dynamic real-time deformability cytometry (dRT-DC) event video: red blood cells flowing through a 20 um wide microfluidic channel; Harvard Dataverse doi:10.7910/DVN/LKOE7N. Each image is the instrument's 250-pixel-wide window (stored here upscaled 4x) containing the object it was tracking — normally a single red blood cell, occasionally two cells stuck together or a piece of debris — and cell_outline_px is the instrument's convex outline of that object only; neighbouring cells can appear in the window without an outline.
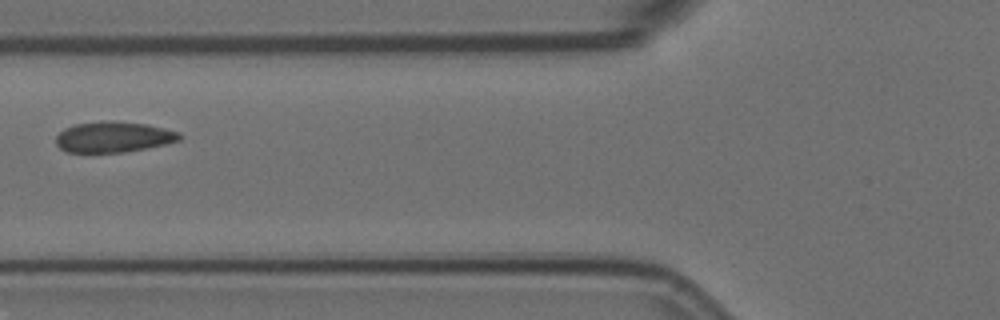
{"species": "Egyptian fruit bat (a non-hibernating species)", "species_latin": "Rousettus aegyptiacus", "temperature_condition": "room temperature", "stored_images_in_passage": 4, "camera_frame_rate_fps": 3000, "um_per_image_px": 0.085, "animal": {"sex": "female"}, "frame": {"image": 1, "passage_image": 2, "time_ms": 0.333, "image_size_px": [1000, 320], "cell_outline_px": [[184, 136], [180, 140], [164, 144], [124, 152], [68, 152], [60, 148], [56, 144], [56, 136], [64, 128], [76, 124], [108, 120], [112, 120], [148, 124], [180, 132]], "centroid_in_image_um": [9.66, 11.63], "position_along_channel_um": 116.1, "area_um2": 22.14}}
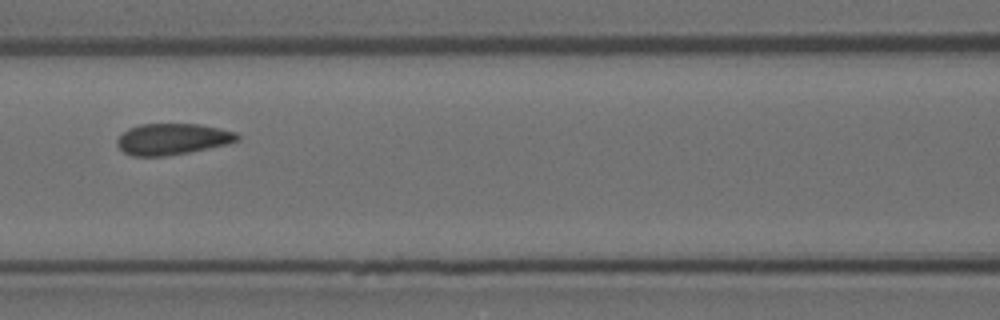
{"frame": {"image": 2, "passage_image": 3, "time_ms": 0.667, "image_size_px": [1000, 320], "cell_outline_px": [[240, 140], [228, 144], [188, 152], [164, 156], [132, 156], [124, 152], [116, 144], [116, 140], [128, 128], [140, 124], [200, 124], [220, 128], [236, 132], [240, 136]], "centroid_in_image_um": [14.67, 11.81], "position_along_channel_um": 151.9, "area_um2": 21.91}}
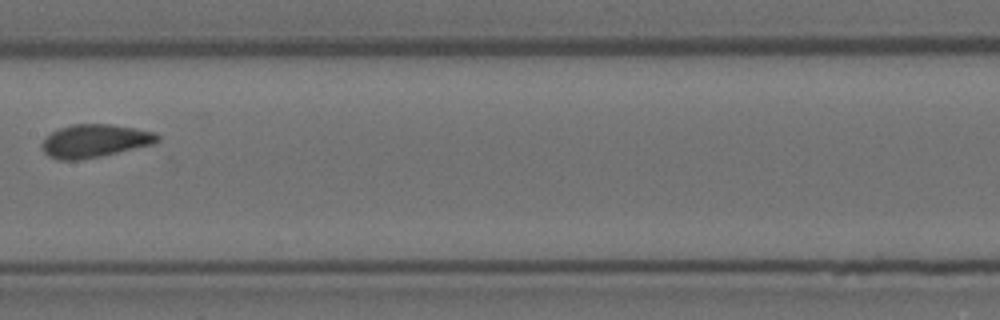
{"frame": {"image": 3, "passage_image": 4, "time_ms": 1.0, "image_size_px": [1000, 320], "cell_outline_px": [[160, 140], [156, 144], [100, 156], [80, 160], [60, 160], [48, 156], [40, 148], [40, 144], [52, 132], [60, 128], [72, 124], [112, 124], [152, 132], [160, 136]], "centroid_in_image_um": [8.05, 11.98], "position_along_channel_um": 199.4, "area_um2": 22.25}}